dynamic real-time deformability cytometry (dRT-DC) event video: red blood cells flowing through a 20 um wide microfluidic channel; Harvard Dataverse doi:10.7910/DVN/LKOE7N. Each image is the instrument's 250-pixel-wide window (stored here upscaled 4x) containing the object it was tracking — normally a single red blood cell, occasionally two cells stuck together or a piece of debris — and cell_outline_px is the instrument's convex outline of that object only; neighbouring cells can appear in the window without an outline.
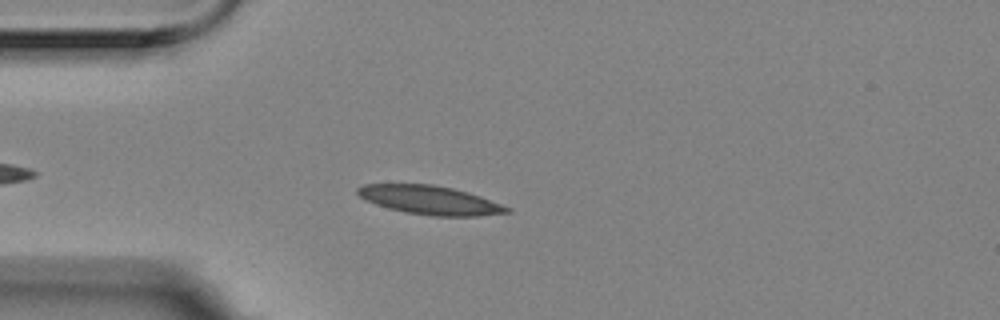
{"species": "Egyptian fruit bat (a non-hibernating species)", "species_latin": "Rousettus aegyptiacus", "temperature_condition": "room temperature", "stored_images_in_passage": 4, "camera_frame_rate_fps": 3000, "um_per_image_px": 0.085, "animal": {"sex": "female"}, "frame": {"image": 1, "passage_image": 4, "time_ms": 1.0, "image_size_px": [1000, 320], "cell_outline_px": [[512, 212], [480, 216], [432, 216], [404, 212], [388, 208], [364, 200], [356, 192], [356, 188], [364, 184], [432, 184], [452, 188], [468, 192], [480, 196], [512, 208]], "centroid_in_image_um": [36.55, 17.01], "position_along_channel_um": 48.4, "area_um2": 25.14}}